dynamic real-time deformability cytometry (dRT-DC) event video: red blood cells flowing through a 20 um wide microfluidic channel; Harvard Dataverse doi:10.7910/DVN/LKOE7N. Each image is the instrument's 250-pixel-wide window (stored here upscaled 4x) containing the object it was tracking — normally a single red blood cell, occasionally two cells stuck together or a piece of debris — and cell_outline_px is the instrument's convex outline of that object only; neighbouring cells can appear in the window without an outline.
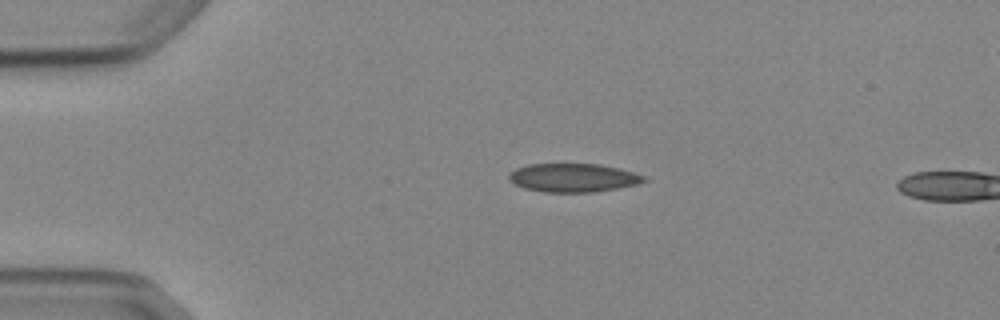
{"species": "Egyptian fruit bat (a non-hibernating species)", "species_latin": "Rousettus aegyptiacus", "temperature_condition": "cold", "stored_images_in_passage": 2, "camera_frame_rate_fps": 3000, "um_per_image_px": 0.085, "animal": {"sex": "female"}, "frame": {"image": 1, "passage_image": 1, "time_ms": 0.0, "image_size_px": [1000, 320], "cell_outline_px": [[648, 180], [640, 184], [596, 192], [544, 192], [524, 188], [508, 180], [508, 176], [516, 168], [528, 164], [600, 164], [620, 168], [648, 176]], "centroid_in_image_um": [48.79, 15.11], "position_along_channel_um": 36.2, "area_um2": 22.72}}